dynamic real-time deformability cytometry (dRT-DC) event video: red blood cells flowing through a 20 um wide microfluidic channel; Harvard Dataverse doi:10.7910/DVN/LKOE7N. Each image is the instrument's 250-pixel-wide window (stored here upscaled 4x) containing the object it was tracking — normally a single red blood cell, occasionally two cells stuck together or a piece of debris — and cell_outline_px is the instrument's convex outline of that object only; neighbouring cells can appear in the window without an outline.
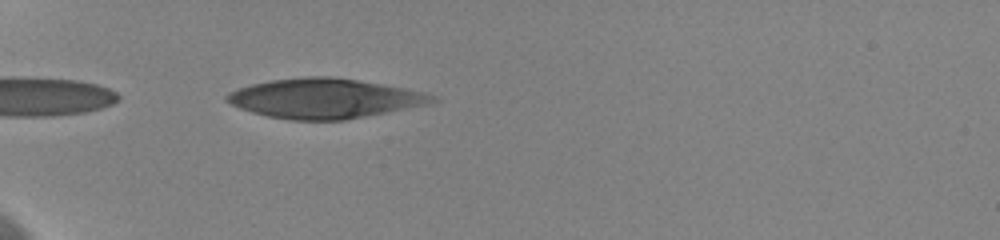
{"species": "human", "species_latin": "Homo sapiens", "temperature_condition": "cold", "stored_images_in_passage": 39, "camera_frame_rate_fps": 3000, "um_per_image_px": 0.085, "donor": {"sex": "female"}, "frame": {"image": 1, "passage_image": 1, "time_ms": 0.0, "image_size_px": [1000, 240], "cell_outline_px": [[440, 100], [428, 104], [344, 120], [292, 120], [268, 116], [252, 112], [240, 108], [224, 100], [224, 96], [228, 92], [236, 88], [252, 84], [272, 80], [308, 76], [328, 76], [356, 80], [404, 88], [424, 92], [436, 96]], "centroid_in_image_um": [27.55, 8.36], "position_along_channel_um": 57.4, "area_um2": 47.22}}
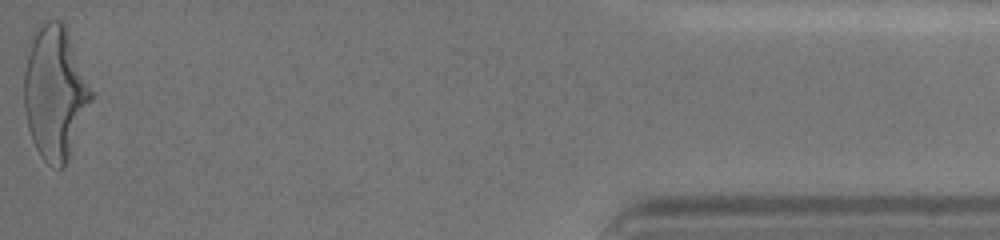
{"frame": {"image": 2, "passage_image": 39, "time_ms": 12.667, "image_size_px": [1000, 240], "cell_outline_px": [[92, 100], [64, 168], [60, 168], [48, 164], [40, 156], [32, 140], [28, 128], [24, 112], [24, 72], [28, 40], [36, 24], [40, 20], [52, 16], [60, 20], [64, 24], [92, 92]], "centroid_in_image_um": [4.61, 7.79], "position_along_channel_um": 430.6, "area_um2": 52.42}, "authors_computed_cell_mechanics": {"area_um2": 48.8988, "velocity_mm_per_s": 3.6163, "shape_relaxation_time_tau1_ms": 4.2714, "shape_relaxation_time_tau2_ms": 0.7501, "deformation_change_tau1": 0.191, "deformation_change_tau2": 0.0852}}